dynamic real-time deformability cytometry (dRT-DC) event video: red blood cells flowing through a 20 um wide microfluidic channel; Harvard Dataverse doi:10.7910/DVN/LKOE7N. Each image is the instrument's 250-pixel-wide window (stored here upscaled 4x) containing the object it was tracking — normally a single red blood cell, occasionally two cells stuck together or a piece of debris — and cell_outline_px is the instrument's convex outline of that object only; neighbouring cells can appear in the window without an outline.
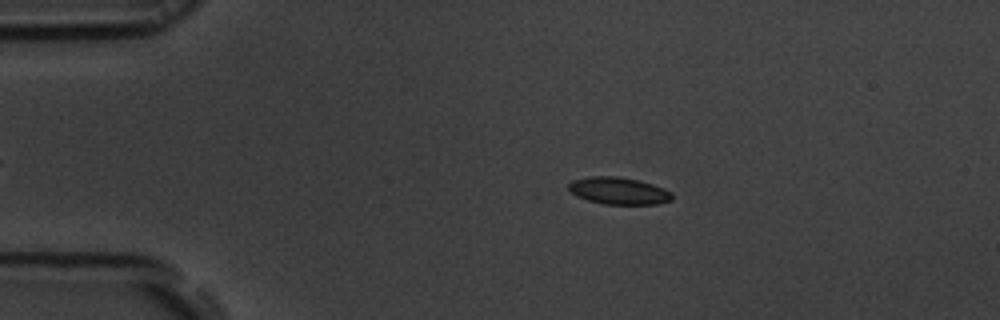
{"species": "common noctule bat (a hibernating species)", "species_latin": "Nyctalus noctula", "temperature_condition": "room temperature", "stored_images_in_passage": 47, "camera_frame_rate_fps": 3000, "um_per_image_px": 0.085, "animal": {"sex": "male", "body_mass_g": 19.5, "forearm_length_mm": 54.6}, "frame": {"image": 1, "passage_image": 11, "time_ms": 3.333, "image_size_px": [1000, 320], "cell_outline_px": [[672, 200], [656, 204], [604, 204], [588, 200], [576, 196], [568, 188], [568, 184], [572, 180], [592, 176], [616, 176], [640, 180], [664, 188], [672, 192]], "centroid_in_image_um": [52.59, 16.21], "position_along_channel_um": 32.4, "area_um2": 16.36}}
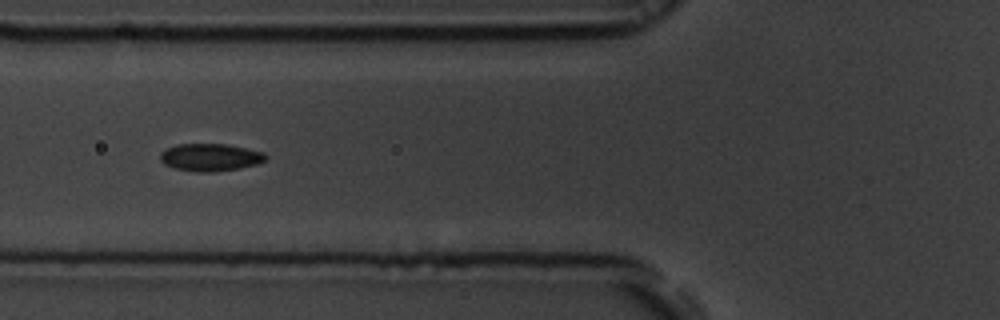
{"frame": {"image": 2, "passage_image": 21, "time_ms": 6.667, "image_size_px": [1000, 320], "cell_outline_px": [[268, 156], [264, 160], [256, 164], [240, 168], [212, 172], [196, 172], [176, 168], [164, 164], [160, 160], [160, 152], [176, 144], [228, 144], [264, 152]], "centroid_in_image_um": [17.87, 13.36], "position_along_channel_um": 107.9, "area_um2": 16.88}}
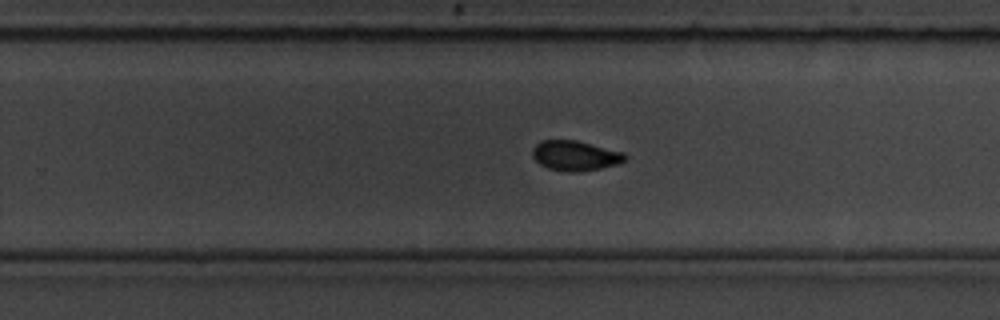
{"frame": {"image": 3, "passage_image": 35, "time_ms": 11.333, "image_size_px": [1000, 320], "cell_outline_px": [[628, 156], [624, 160], [616, 164], [600, 168], [580, 172], [568, 172], [548, 168], [540, 164], [532, 156], [532, 148], [540, 140], [576, 140], [624, 152]], "centroid_in_image_um": [48.87, 13.22], "position_along_channel_um": 280.9, "area_um2": 16.18}, "authors_computed_cell_mechanics": {"area_um2": 16.473, "velocity_mm_per_s": 3.7105, "shape_relaxation_time_tau1_ms": 4.3018, "shape_relaxation_time_tau2_ms": 1.5337, "deformation_change_tau1": 0.1002, "deformation_change_tau2": 0.0453}}